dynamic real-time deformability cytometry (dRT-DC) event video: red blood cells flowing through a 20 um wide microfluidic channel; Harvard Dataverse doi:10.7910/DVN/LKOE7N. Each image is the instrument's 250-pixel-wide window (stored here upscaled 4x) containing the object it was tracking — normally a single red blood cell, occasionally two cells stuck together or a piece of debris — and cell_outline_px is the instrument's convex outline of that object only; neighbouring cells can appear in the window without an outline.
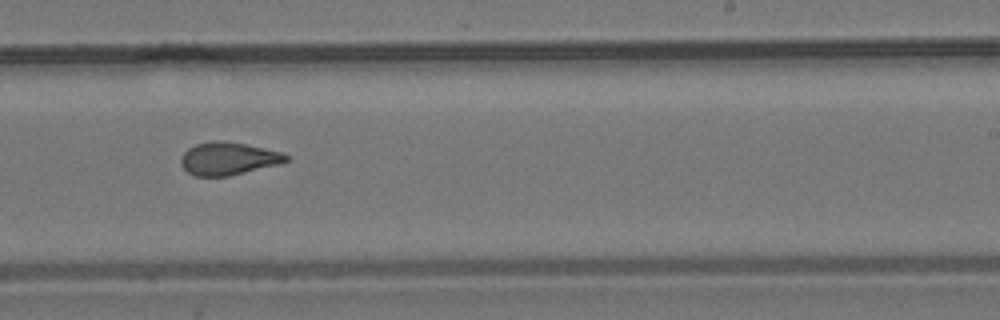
{"species": "common noctule bat (a hibernating species)", "species_latin": "Nyctalus noctula", "temperature_condition": "room temperature", "stored_images_in_passage": 15, "camera_frame_rate_fps": 3000, "um_per_image_px": 0.085, "animal": {"sex": "male", "body_mass_g": 19.2, "forearm_length_mm": 51.8}, "frame": {"image": 1, "passage_image": 9, "time_ms": 10.0, "image_size_px": [1000, 320], "cell_outline_px": [[288, 160], [280, 164], [228, 176], [196, 176], [188, 172], [180, 164], [180, 156], [188, 148], [196, 144], [212, 140], [224, 140], [284, 152], [288, 156]], "centroid_in_image_um": [19.39, 13.47], "position_along_channel_um": 269.6, "area_um2": 20.17}, "authors_computed_cell_mechanics": {"area_um2": 19.8254, "velocity_mm_per_s": 3.7471, "shape_relaxation_time_tau1_ms": null, "shape_relaxation_time_tau2_ms": 1.9907, "deformation_change_tau1": null, "deformation_change_tau2": 0.0675}}